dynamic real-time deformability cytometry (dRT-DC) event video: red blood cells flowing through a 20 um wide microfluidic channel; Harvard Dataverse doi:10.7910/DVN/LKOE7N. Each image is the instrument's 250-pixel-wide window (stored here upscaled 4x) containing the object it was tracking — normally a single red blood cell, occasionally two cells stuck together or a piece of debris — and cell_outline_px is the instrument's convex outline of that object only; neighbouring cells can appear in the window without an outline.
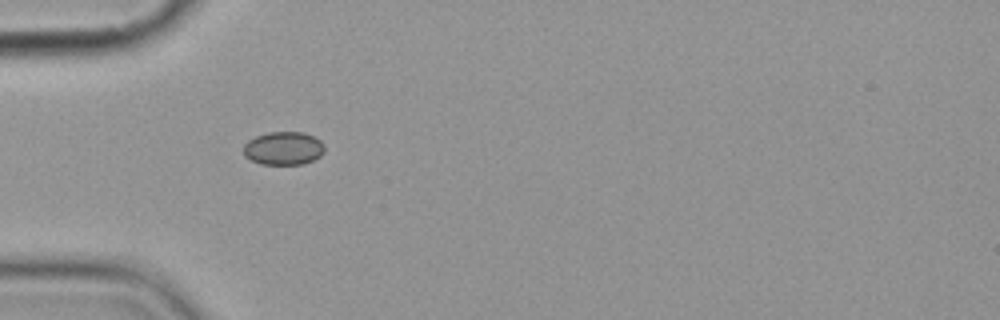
{"species": "common noctule bat (a hibernating species)", "species_latin": "Nyctalus noctula", "temperature_condition": "cold", "stored_images_in_passage": 6, "camera_frame_rate_fps": 3000, "um_per_image_px": 0.085, "animal": {"sex": "female", "body_mass_g": 19.9}, "frame": {"image": 1, "passage_image": 5, "time_ms": 5.667, "image_size_px": [1000, 320], "cell_outline_px": [[324, 152], [320, 156], [304, 164], [260, 164], [244, 156], [244, 144], [248, 140], [256, 136], [268, 132], [304, 132], [320, 140], [324, 144]], "centroid_in_image_um": [24.1, 12.6], "position_along_channel_um": 60.9, "area_um2": 15.72}}
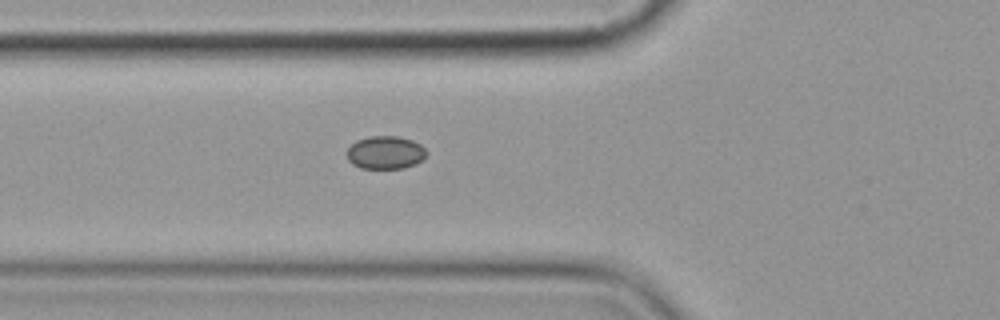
{"frame": {"image": 2, "passage_image": 6, "time_ms": 6.667, "image_size_px": [1000, 320], "cell_outline_px": [[428, 152], [416, 164], [404, 168], [360, 168], [352, 164], [348, 160], [348, 148], [356, 140], [368, 136], [396, 136], [412, 140], [420, 144]], "centroid_in_image_um": [32.75, 12.96], "position_along_channel_um": 93.1, "area_um2": 15.26}}